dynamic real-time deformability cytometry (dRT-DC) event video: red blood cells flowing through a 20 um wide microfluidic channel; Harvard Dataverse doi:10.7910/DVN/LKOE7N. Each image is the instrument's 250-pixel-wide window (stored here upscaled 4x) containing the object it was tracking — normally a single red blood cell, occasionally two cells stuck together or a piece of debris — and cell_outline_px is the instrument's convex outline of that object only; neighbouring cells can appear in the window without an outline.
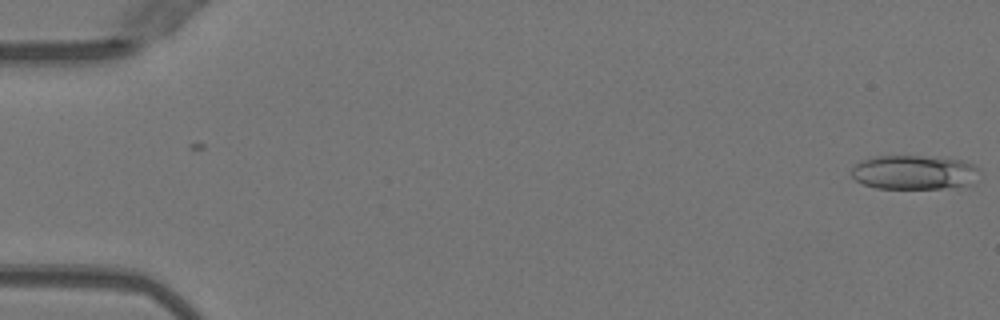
{"species": "Egyptian fruit bat (a non-hibernating species)", "species_latin": "Rousettus aegyptiacus", "temperature_condition": "warm", "stored_images_in_passage": 51, "camera_frame_rate_fps": 3000, "um_per_image_px": 0.085, "animal": {"sex": "female"}, "frame": {"image": 1, "passage_image": 1, "time_ms": 0.0, "image_size_px": [1000, 320], "cell_outline_px": [[980, 168], [968, 184], [940, 188], [876, 188], [864, 184], [856, 180], [852, 176], [852, 168], [860, 160], [876, 156], [920, 156], [960, 160], [972, 164]], "centroid_in_image_um": [77.61, 14.64], "position_along_channel_um": 7.4, "area_um2": 24.97}}
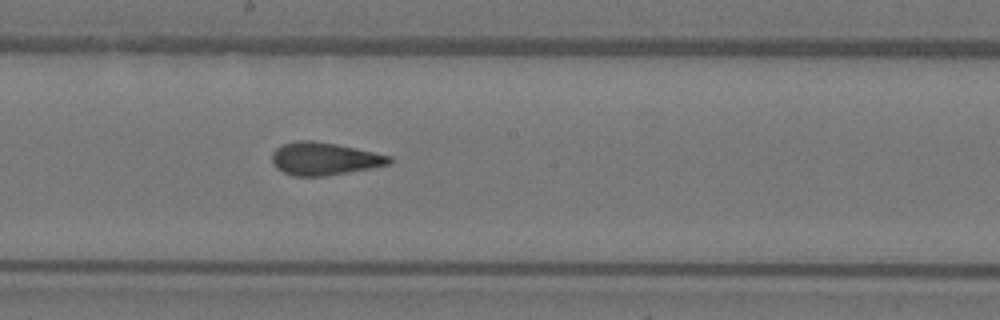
{"frame": {"image": 2, "passage_image": 28, "time_ms": 9.0, "image_size_px": [1000, 320], "cell_outline_px": [[392, 164], [324, 176], [296, 176], [284, 172], [276, 168], [272, 164], [272, 152], [276, 148], [284, 144], [296, 140], [312, 140], [336, 144], [356, 148], [392, 156]], "centroid_in_image_um": [27.56, 13.48], "position_along_channel_um": 220.6, "area_um2": 22.31}}
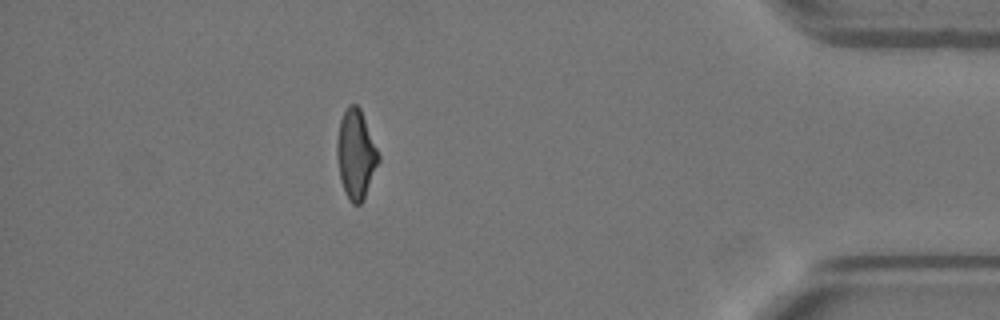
{"frame": {"image": 3, "passage_image": 45, "time_ms": 14.667, "image_size_px": [1000, 320], "cell_outline_px": [[380, 160], [364, 200], [360, 204], [352, 204], [344, 192], [340, 180], [336, 156], [336, 140], [340, 120], [348, 104], [356, 104], [360, 108], [380, 156]], "centroid_in_image_um": [30.24, 13.14], "position_along_channel_um": 405.0, "area_um2": 21.73}, "authors_computed_cell_mechanics": {"area_um2": 22.4842, "velocity_mm_per_s": 4.0432, "shape_relaxation_time_tau1_ms": null, "shape_relaxation_time_tau2_ms": 1.3101, "deformation_change_tau1": null, "deformation_change_tau2": 0.0893}}